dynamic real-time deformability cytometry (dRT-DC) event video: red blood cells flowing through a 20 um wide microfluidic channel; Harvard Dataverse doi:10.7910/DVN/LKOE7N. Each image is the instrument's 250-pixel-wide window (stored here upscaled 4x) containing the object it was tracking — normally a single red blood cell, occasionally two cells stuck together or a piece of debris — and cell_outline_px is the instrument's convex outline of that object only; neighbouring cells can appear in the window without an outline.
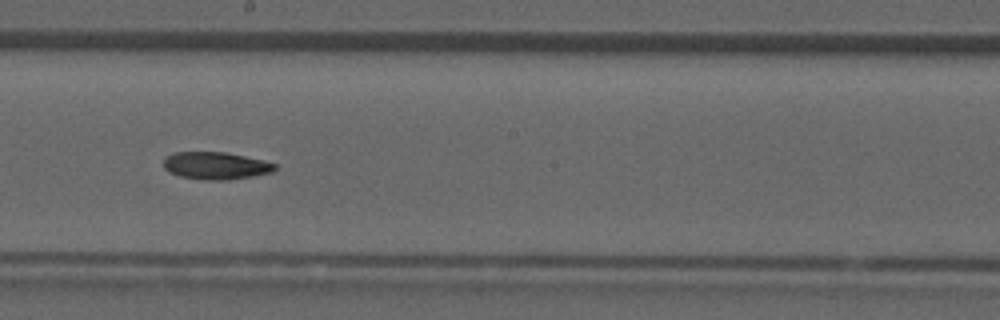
{"species": "common noctule bat (a hibernating species)", "species_latin": "Nyctalus noctula", "temperature_condition": "room temperature", "stored_images_in_passage": 31, "camera_frame_rate_fps": 3000, "um_per_image_px": 0.085, "animal": {"sex": "male", "forearm_length_mm": 52.5}, "frame": {"image": 1, "passage_image": 14, "time_ms": 4.333, "image_size_px": [1000, 320], "cell_outline_px": [[276, 168], [272, 172], [252, 176], [228, 180], [208, 180], [180, 176], [168, 172], [164, 168], [164, 156], [172, 152], [224, 152], [264, 160], [276, 164]], "centroid_in_image_um": [18.31, 14.07], "position_along_channel_um": 229.9, "area_um2": 17.8}}